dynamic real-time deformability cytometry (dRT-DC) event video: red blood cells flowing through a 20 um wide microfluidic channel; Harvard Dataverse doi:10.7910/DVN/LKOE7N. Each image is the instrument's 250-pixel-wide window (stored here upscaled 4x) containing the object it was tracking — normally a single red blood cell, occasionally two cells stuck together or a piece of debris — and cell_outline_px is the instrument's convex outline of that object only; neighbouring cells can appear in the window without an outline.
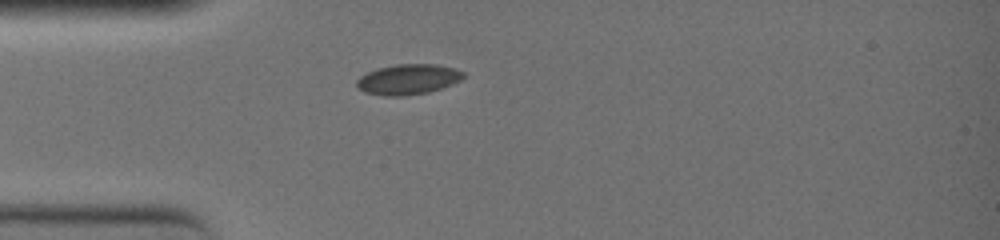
{"species": "common noctule bat (a hibernating species)", "species_latin": "Nyctalus noctula", "temperature_condition": "warm", "stored_images_in_passage": 3, "camera_frame_rate_fps": 3000, "um_per_image_px": 0.085, "animal": {"sex": "female", "body_mass_g": 19.0, "forearm_length_mm": 51.5}, "frame": {"image": 1, "passage_image": 1, "time_ms": 0.0, "image_size_px": [1000, 240], "cell_outline_px": [[464, 76], [460, 80], [452, 84], [428, 92], [404, 96], [384, 96], [364, 92], [356, 88], [356, 80], [360, 76], [376, 68], [396, 64], [436, 64], [452, 68], [464, 72]], "centroid_in_image_um": [34.63, 6.75], "position_along_channel_um": 50.4, "area_um2": 18.9}}